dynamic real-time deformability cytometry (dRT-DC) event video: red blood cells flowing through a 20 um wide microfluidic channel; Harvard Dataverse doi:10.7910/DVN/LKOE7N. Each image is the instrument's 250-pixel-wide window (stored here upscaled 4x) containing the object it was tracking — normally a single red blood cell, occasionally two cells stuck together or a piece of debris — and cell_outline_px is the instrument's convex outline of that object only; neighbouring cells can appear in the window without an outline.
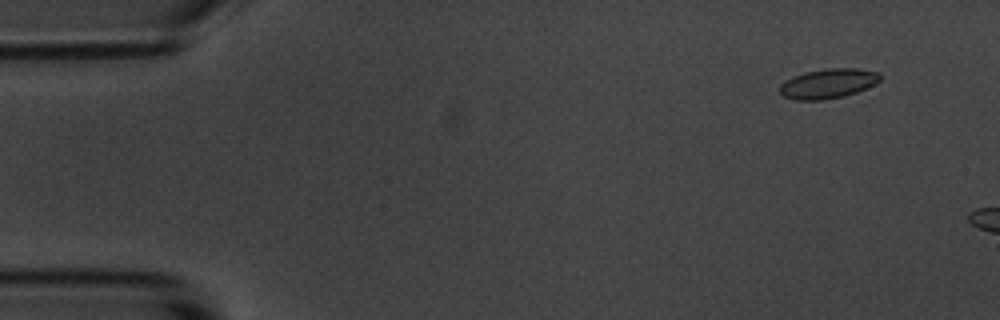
{"species": "common noctule bat (a hibernating species)", "species_latin": "Nyctalus noctula", "temperature_condition": "room temperature", "stored_images_in_passage": 4, "camera_frame_rate_fps": 3000, "um_per_image_px": 0.085, "animal": {"sex": "male", "body_mass_g": 20.1, "forearm_length_mm": 53.5}, "frame": {"image": 1, "passage_image": 2, "time_ms": 1.333, "image_size_px": [1000, 320], "cell_outline_px": [[880, 80], [856, 92], [844, 96], [824, 100], [796, 100], [784, 96], [780, 92], [780, 84], [804, 72], [828, 68], [856, 68], [880, 72]], "centroid_in_image_um": [70.39, 7.1], "position_along_channel_um": 14.6, "area_um2": 17.11}}